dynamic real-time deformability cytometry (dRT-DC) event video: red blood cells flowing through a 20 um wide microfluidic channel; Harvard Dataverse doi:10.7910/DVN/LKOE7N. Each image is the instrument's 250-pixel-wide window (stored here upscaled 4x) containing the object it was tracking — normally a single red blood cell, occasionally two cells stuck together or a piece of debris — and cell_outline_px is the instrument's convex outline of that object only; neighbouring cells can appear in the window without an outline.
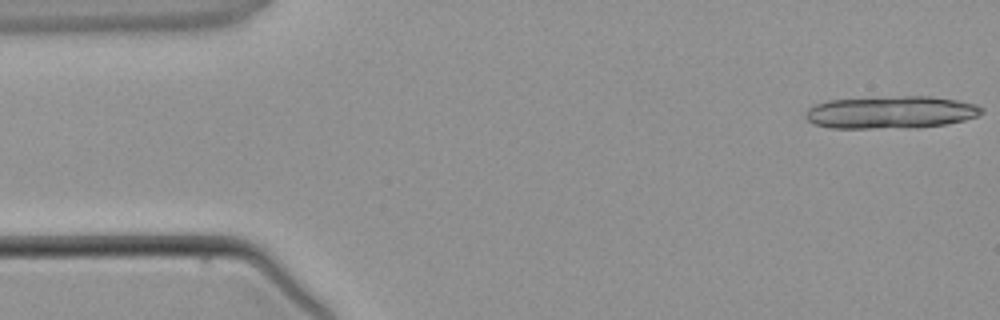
{"species": "common noctule bat (a hibernating species)", "species_latin": "Nyctalus noctula", "temperature_condition": "warm", "stored_images_in_passage": 3, "segment_of_instrument_passage": [2, 2], "camera_frame_rate_fps": 3000, "um_per_image_px": 0.085, "animal": {"sex": "male", "body_mass_g": 21.5, "forearm_length_mm": 52.0}, "frame": {"image": 1, "passage_image": 3, "time_ms": 2.333, "image_size_px": [1000, 320], "cell_outline_px": [[984, 112], [976, 116], [964, 120], [948, 124], [920, 128], [832, 128], [812, 124], [804, 116], [804, 112], [808, 108], [816, 104], [828, 100], [904, 96], [928, 96], [956, 100], [976, 104], [984, 108]], "centroid_in_image_um": [75.73, 9.56], "position_along_channel_um": 9.3, "area_um2": 33.64}}